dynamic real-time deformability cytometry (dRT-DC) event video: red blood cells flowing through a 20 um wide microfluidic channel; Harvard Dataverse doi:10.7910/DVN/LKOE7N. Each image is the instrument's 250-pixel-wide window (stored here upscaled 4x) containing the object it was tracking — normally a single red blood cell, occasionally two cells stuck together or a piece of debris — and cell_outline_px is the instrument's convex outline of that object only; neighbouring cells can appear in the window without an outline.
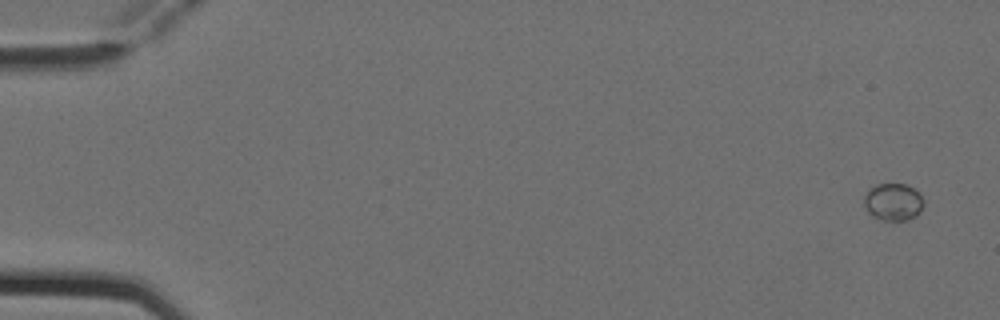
{"species": "Egyptian fruit bat (a non-hibernating species)", "species_latin": "Rousettus aegyptiacus", "temperature_condition": "cold", "stored_images_in_passage": 6, "camera_frame_rate_fps": 3000, "um_per_image_px": 0.085, "animal": {"sex": "female"}, "frame": {"image": 1, "passage_image": 1, "time_ms": 0.0, "image_size_px": [1000, 320], "cell_outline_px": [[924, 204], [920, 212], [916, 216], [908, 220], [884, 220], [872, 216], [868, 212], [864, 204], [864, 196], [876, 184], [904, 184], [912, 188], [924, 200]], "centroid_in_image_um": [75.93, 17.18], "position_along_channel_um": 9.1, "area_um2": 12.77}}
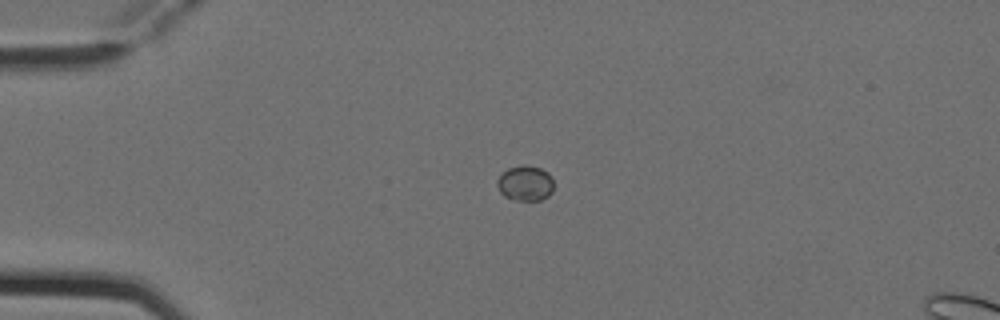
{"frame": {"image": 2, "passage_image": 4, "time_ms": 1.0, "image_size_px": [1000, 320], "cell_outline_px": [[552, 192], [548, 196], [540, 200], [516, 200], [504, 196], [500, 192], [496, 184], [496, 180], [508, 168], [524, 164], [528, 164], [540, 168], [548, 172], [552, 176]], "centroid_in_image_um": [44.65, 15.56], "position_along_channel_um": 40.4, "area_um2": 11.68}}